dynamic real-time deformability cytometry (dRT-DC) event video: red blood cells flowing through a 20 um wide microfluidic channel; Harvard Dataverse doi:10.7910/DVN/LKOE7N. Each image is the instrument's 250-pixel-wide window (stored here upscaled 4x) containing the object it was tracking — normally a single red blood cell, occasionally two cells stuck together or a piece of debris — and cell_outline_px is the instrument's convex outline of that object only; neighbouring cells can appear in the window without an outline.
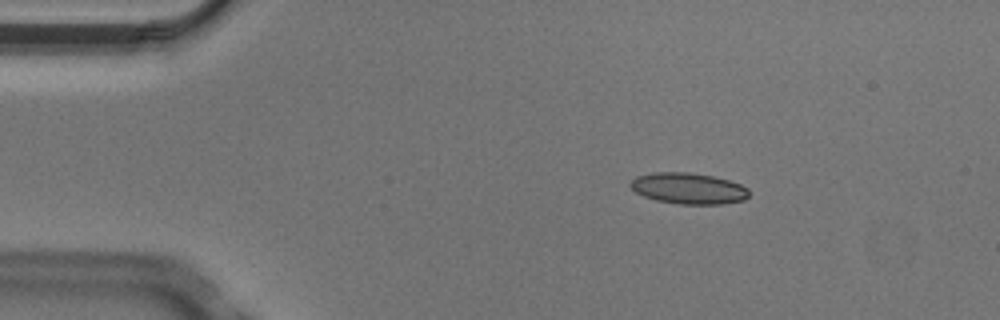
{"species": "Egyptian fruit bat (a non-hibernating species)", "species_latin": "Rousettus aegyptiacus", "temperature_condition": "cold", "stored_images_in_passage": 3, "camera_frame_rate_fps": 3000, "um_per_image_px": 0.085, "animal": {"sex": "male"}, "frame": {"image": 1, "passage_image": 1, "time_ms": 0.0, "image_size_px": [1000, 320], "cell_outline_px": [[748, 196], [744, 200], [720, 204], [680, 204], [656, 200], [644, 196], [636, 192], [628, 184], [636, 176], [652, 172], [688, 172], [712, 176], [728, 180], [740, 184], [748, 188]], "centroid_in_image_um": [58.5, 16.01], "position_along_channel_um": 26.5, "area_um2": 21.44}}
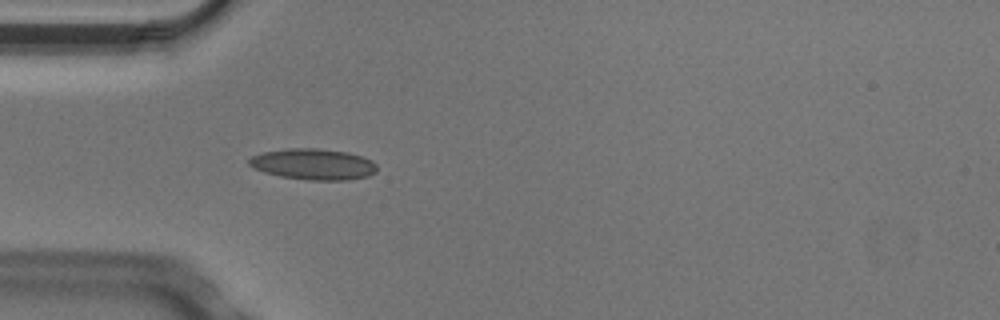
{"frame": {"image": 2, "passage_image": 3, "time_ms": 0.667, "image_size_px": [1000, 320], "cell_outline_px": [[376, 172], [368, 176], [348, 180], [308, 180], [280, 176], [264, 172], [248, 164], [248, 160], [252, 156], [264, 152], [288, 148], [316, 148], [348, 152], [372, 160], [376, 164]], "centroid_in_image_um": [26.65, 13.96], "position_along_channel_um": 58.3, "area_um2": 23.06}}